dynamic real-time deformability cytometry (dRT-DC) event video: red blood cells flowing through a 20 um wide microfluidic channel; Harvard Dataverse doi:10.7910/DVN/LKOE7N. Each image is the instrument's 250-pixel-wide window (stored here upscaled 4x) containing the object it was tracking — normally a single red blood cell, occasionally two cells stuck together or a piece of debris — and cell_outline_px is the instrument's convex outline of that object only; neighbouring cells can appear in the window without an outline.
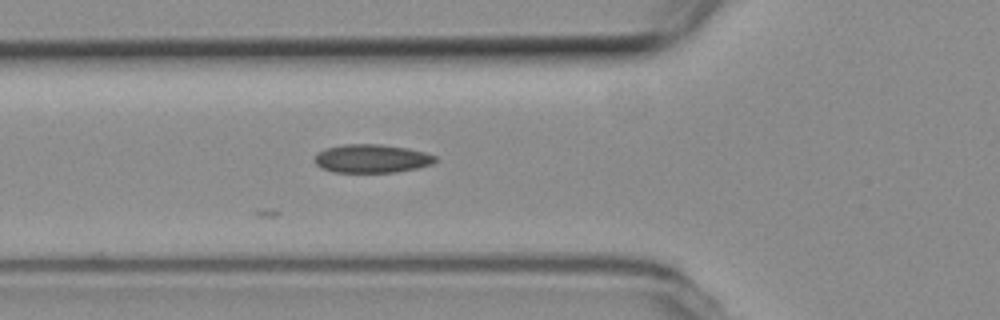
{"species": "common noctule bat (a hibernating species)", "species_latin": "Nyctalus noctula", "temperature_condition": "room temperature", "stored_images_in_passage": 16, "camera_frame_rate_fps": 3000, "um_per_image_px": 0.085, "animal": {"sex": "female", "body_mass_g": 19.3, "forearm_length_mm": 54.1}, "frame": {"image": 1, "passage_image": 3, "time_ms": 0.667, "image_size_px": [1000, 320], "cell_outline_px": [[436, 160], [432, 164], [416, 168], [396, 172], [332, 172], [320, 168], [316, 164], [316, 152], [328, 148], [344, 144], [376, 144], [408, 148], [424, 152], [436, 156]], "centroid_in_image_um": [31.58, 13.48], "position_along_channel_um": 94.2, "area_um2": 19.88}}
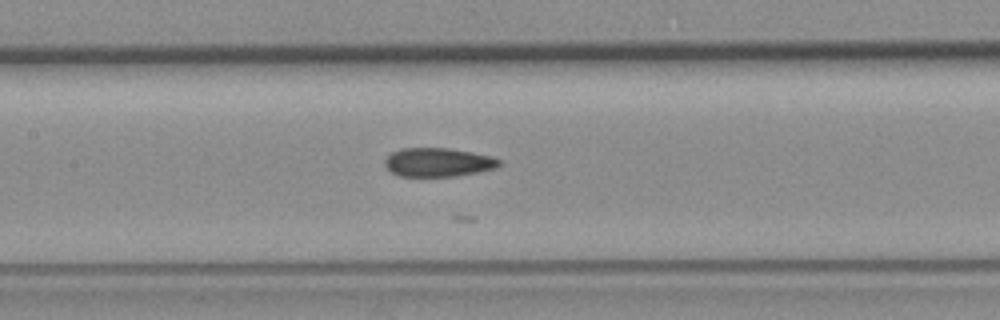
{"frame": {"image": 2, "passage_image": 9, "time_ms": 2.667, "image_size_px": [1000, 320], "cell_outline_px": [[500, 164], [496, 168], [476, 172], [452, 176], [400, 176], [392, 172], [384, 164], [384, 160], [392, 152], [400, 148], [448, 148], [472, 152], [492, 156], [500, 160]], "centroid_in_image_um": [37.22, 13.78], "position_along_channel_um": 170.2, "area_um2": 19.02}}
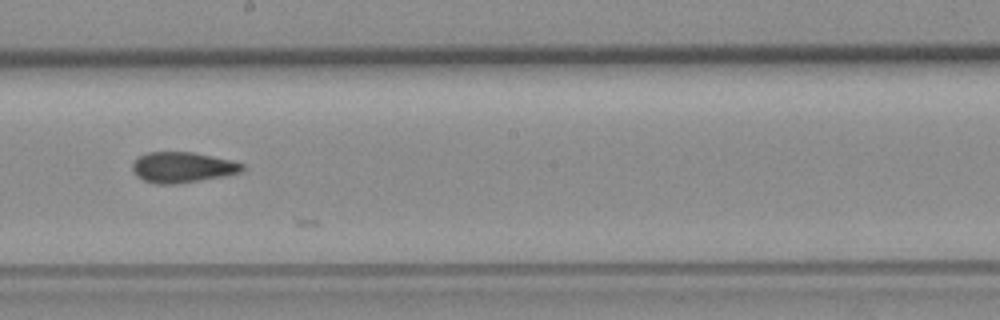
{"frame": {"image": 3, "passage_image": 14, "time_ms": 4.333, "image_size_px": [1000, 320], "cell_outline_px": [[244, 172], [224, 176], [176, 184], [156, 184], [144, 180], [136, 176], [132, 168], [132, 164], [140, 156], [148, 152], [192, 152], [232, 160], [244, 164]], "centroid_in_image_um": [15.54, 14.22], "position_along_channel_um": 232.7, "area_um2": 19.59}}